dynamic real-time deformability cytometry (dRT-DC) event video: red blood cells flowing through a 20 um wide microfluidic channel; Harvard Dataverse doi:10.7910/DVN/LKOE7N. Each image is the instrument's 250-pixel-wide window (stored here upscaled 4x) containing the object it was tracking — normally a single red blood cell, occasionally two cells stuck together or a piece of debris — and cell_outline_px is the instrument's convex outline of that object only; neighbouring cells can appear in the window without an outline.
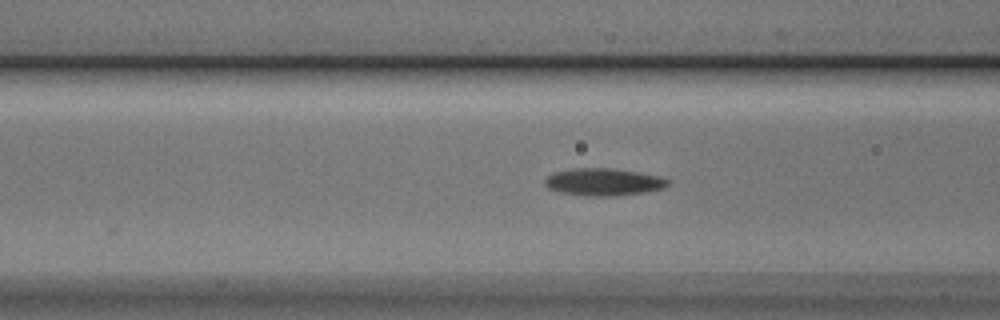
{"species": "Egyptian fruit bat (a non-hibernating species)", "species_latin": "Rousettus aegyptiacus", "temperature_condition": "cold", "stored_images_in_passage": 43, "camera_frame_rate_fps": 3000, "um_per_image_px": 0.085, "animal": {"sex": "male"}, "frame": {"image": 1, "passage_image": 9, "time_ms": 2.667, "image_size_px": [1000, 320], "cell_outline_px": [[672, 184], [664, 188], [644, 192], [616, 196], [584, 196], [560, 192], [548, 188], [544, 184], [544, 180], [552, 172], [572, 168], [612, 168], [660, 176], [672, 180]], "centroid_in_image_um": [51.32, 15.47], "position_along_channel_um": 115.3, "area_um2": 19.88}}
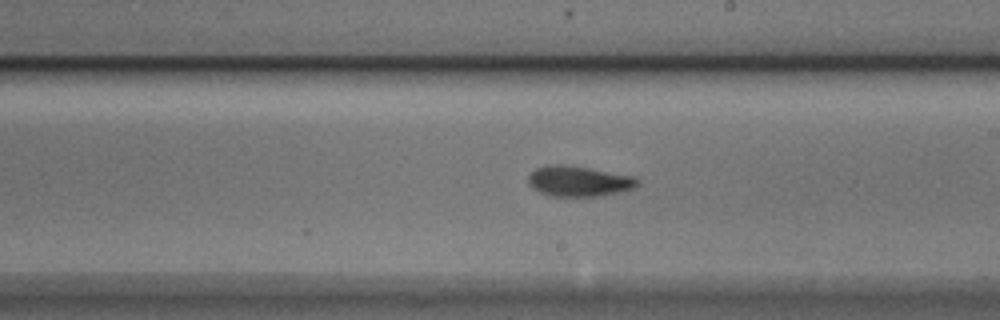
{"frame": {"image": 2, "passage_image": 19, "time_ms": 6.0, "image_size_px": [1000, 320], "cell_outline_px": [[640, 184], [632, 188], [620, 192], [596, 196], [552, 196], [540, 192], [532, 188], [528, 184], [528, 176], [536, 168], [548, 164], [560, 164], [588, 168], [636, 176], [640, 180]], "centroid_in_image_um": [49.21, 15.39], "position_along_channel_um": 239.8, "area_um2": 19.42}}
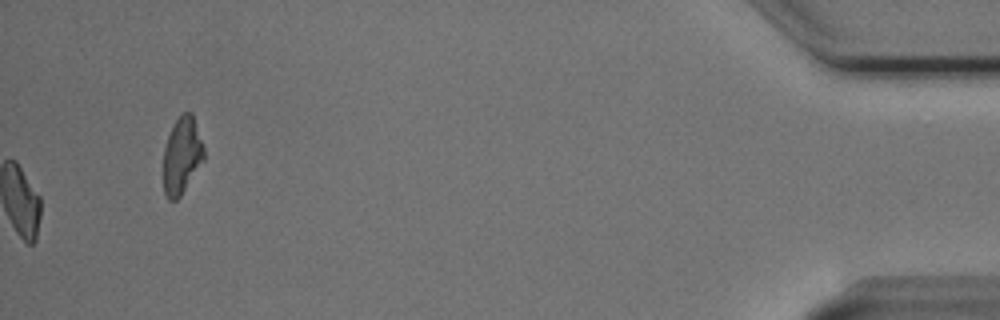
{"frame": {"image": 3, "passage_image": 43, "time_ms": 14.0, "image_size_px": [1000, 320], "cell_outline_px": [[204, 160], [180, 196], [176, 200], [168, 200], [164, 192], [164, 148], [168, 136], [176, 120], [184, 112], [192, 112], [204, 148]], "centroid_in_image_um": [15.46, 13.23], "position_along_channel_um": 419.7, "area_um2": 17.86}, "authors_computed_cell_mechanics": {"area_um2": 18.7272, "velocity_mm_per_s": 3.7377, "shape_relaxation_time_tau1_ms": 8.0707, "shape_relaxation_time_tau2_ms": 4.0022, "deformation_change_tau1": 0.1868, "deformation_change_tau2": 0.11}}